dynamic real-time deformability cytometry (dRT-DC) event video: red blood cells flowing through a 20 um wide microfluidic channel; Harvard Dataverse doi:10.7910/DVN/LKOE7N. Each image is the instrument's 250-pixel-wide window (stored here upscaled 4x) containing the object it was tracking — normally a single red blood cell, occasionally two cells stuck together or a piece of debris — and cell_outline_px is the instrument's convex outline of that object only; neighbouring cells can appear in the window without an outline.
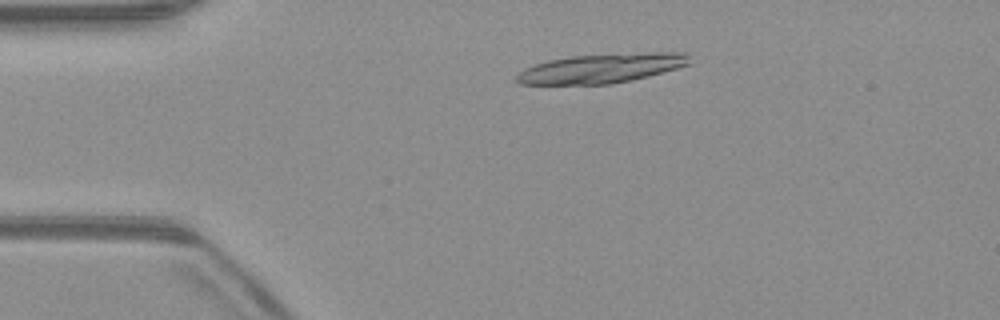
{"species": "common noctule bat (a hibernating species)", "species_latin": "Nyctalus noctula", "temperature_condition": "warm", "stored_images_in_passage": 17, "camera_frame_rate_fps": 3000, "um_per_image_px": 0.085, "animal": {"sex": "male", "body_mass_g": 23.1, "forearm_length_mm": 52.7}, "frame": {"image": 1, "passage_image": 10, "time_ms": 3.0, "image_size_px": [1000, 320], "cell_outline_px": [[692, 64], [648, 76], [608, 84], [520, 84], [516, 80], [516, 76], [524, 68], [548, 60], [572, 56], [652, 52], [684, 52], [688, 56]], "centroid_in_image_um": [51.14, 5.8], "position_along_channel_um": 33.9, "area_um2": 29.3}}